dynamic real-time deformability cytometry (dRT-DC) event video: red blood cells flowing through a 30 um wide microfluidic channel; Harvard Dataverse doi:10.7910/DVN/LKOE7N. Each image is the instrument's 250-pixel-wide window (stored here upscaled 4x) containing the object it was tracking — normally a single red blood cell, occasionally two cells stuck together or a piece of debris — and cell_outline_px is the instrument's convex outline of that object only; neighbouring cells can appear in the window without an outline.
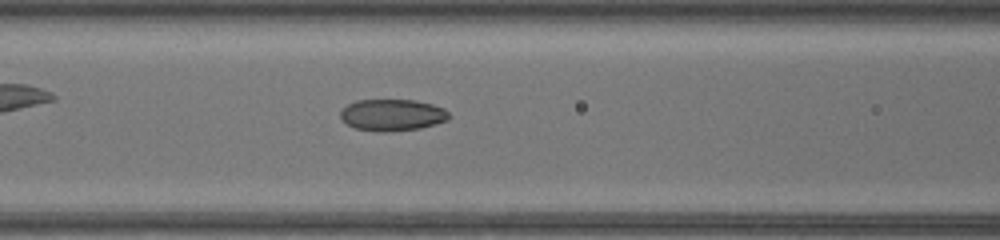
{"species": "common noctule bat (a hibernating species)", "species_latin": "Nyctalus noctula", "temperature_condition": "warm", "stored_images_in_passage": 36, "camera_frame_rate_fps": 3000, "um_per_image_px": 0.085, "animal": {"sex": "female", "body_mass_g": 17.0, "forearm_length_mm": 48.0}, "frame": {"image": 1, "passage_image": 10, "time_ms": 3.0, "image_size_px": [1000, 240], "cell_outline_px": [[452, 116], [448, 120], [436, 124], [420, 128], [388, 132], [380, 132], [356, 128], [348, 124], [340, 116], [340, 112], [348, 104], [356, 100], [412, 100], [432, 104], [444, 108]], "centroid_in_image_um": [33.38, 9.77], "position_along_channel_um": 133.2, "area_um2": 20.0}}
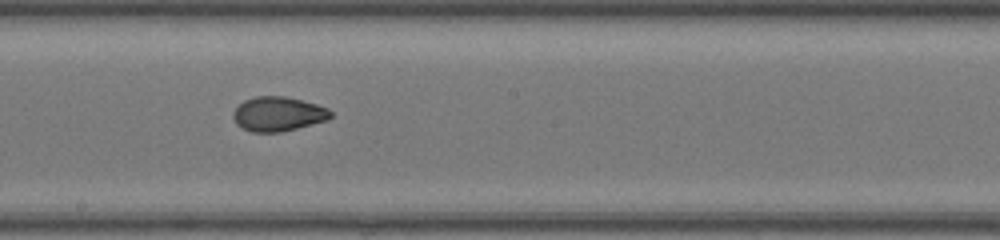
{"frame": {"image": 2, "passage_image": 16, "time_ms": 5.0, "image_size_px": [1000, 240], "cell_outline_px": [[332, 116], [328, 120], [280, 132], [252, 132], [236, 124], [232, 116], [232, 112], [244, 100], [256, 96], [284, 96], [316, 104], [328, 108], [332, 112]], "centroid_in_image_um": [23.63, 9.68], "position_along_channel_um": 224.6, "area_um2": 19.48}}
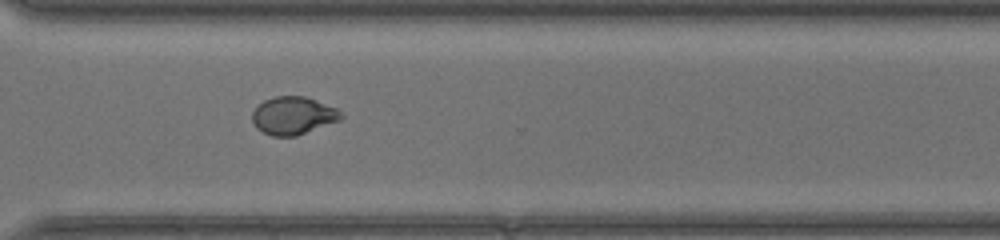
{"frame": {"image": 3, "passage_image": 24, "time_ms": 7.667, "image_size_px": [1000, 240], "cell_outline_px": [[344, 116], [340, 120], [296, 136], [272, 136], [256, 128], [252, 120], [252, 112], [264, 100], [276, 96], [304, 96], [316, 100], [336, 108]], "centroid_in_image_um": [24.91, 9.83], "position_along_channel_um": 345.7, "area_um2": 19.42}}